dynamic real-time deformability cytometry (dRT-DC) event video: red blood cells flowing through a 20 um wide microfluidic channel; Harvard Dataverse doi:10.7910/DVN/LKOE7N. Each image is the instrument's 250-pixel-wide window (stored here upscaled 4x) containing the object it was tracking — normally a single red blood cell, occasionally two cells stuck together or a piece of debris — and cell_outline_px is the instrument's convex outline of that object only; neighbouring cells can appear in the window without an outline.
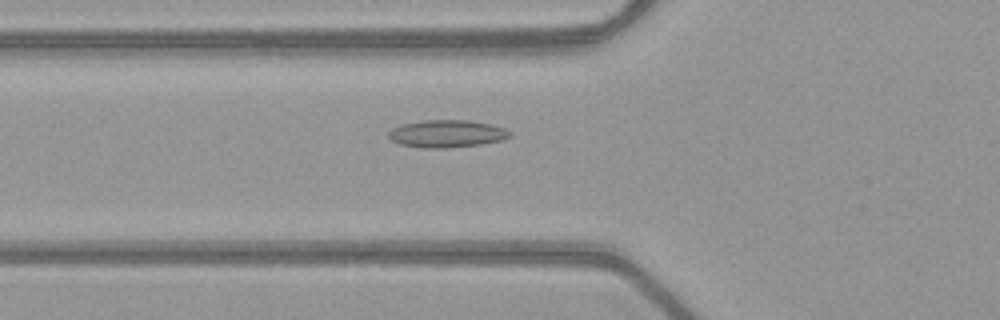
{"species": "common noctule bat (a hibernating species)", "species_latin": "Nyctalus noctula", "temperature_condition": "warm", "stored_images_in_passage": 37, "camera_frame_rate_fps": 3000, "um_per_image_px": 0.085, "animal": {"sex": "female", "body_mass_g": 21.9}, "frame": {"image": 1, "passage_image": 5, "time_ms": 1.333, "image_size_px": [1000, 320], "cell_outline_px": [[512, 136], [500, 140], [480, 144], [448, 148], [424, 148], [400, 144], [392, 140], [388, 136], [388, 132], [392, 128], [404, 124], [424, 120], [468, 120], [492, 124], [504, 128], [512, 132]], "centroid_in_image_um": [38.0, 11.36], "position_along_channel_um": 87.8, "area_um2": 19.36}}
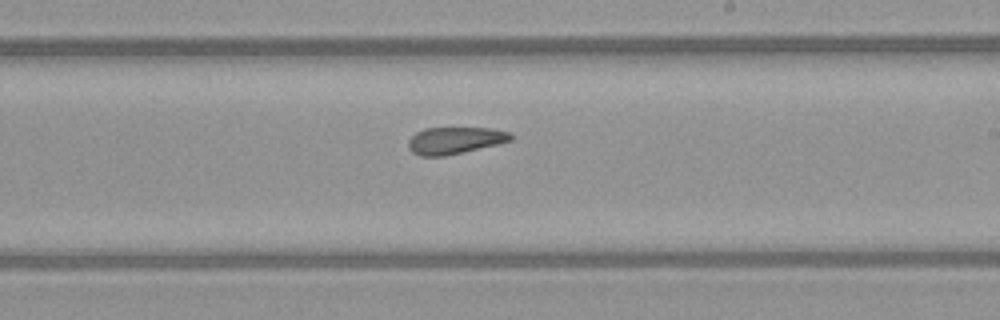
{"frame": {"image": 2, "passage_image": 17, "time_ms": 5.333, "image_size_px": [1000, 320], "cell_outline_px": [[512, 140], [496, 144], [444, 156], [420, 156], [412, 152], [408, 148], [408, 140], [416, 132], [424, 128], [492, 128], [512, 132]], "centroid_in_image_um": [38.64, 11.92], "position_along_channel_um": 250.4, "area_um2": 16.01}}
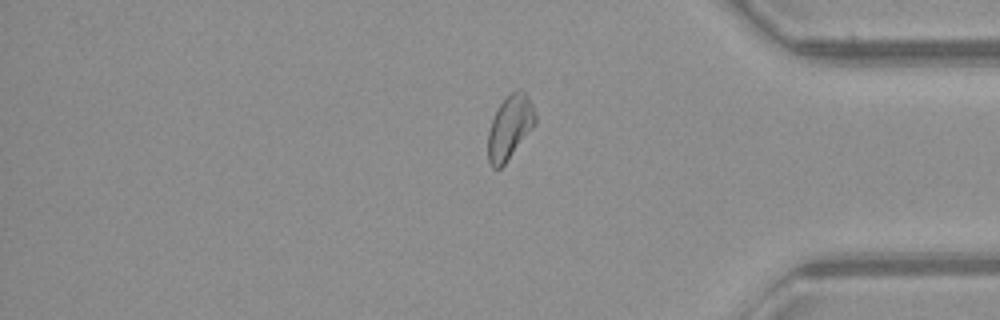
{"frame": {"image": 3, "passage_image": 29, "time_ms": 9.333, "image_size_px": [1000, 320], "cell_outline_px": [[536, 124], [504, 164], [500, 168], [492, 168], [488, 164], [488, 132], [492, 120], [500, 104], [508, 92], [520, 88], [528, 96], [532, 104], [536, 116]], "centroid_in_image_um": [43.33, 10.79], "position_along_channel_um": 391.9, "area_um2": 17.63}, "authors_computed_cell_mechanics": {"area_um2": 17.3978, "velocity_mm_per_s": 4.0307, "shape_relaxation_time_tau1_ms": null, "shape_relaxation_time_tau2_ms": 2.598, "deformation_change_tau1": null, "deformation_change_tau2": 0.0974}}